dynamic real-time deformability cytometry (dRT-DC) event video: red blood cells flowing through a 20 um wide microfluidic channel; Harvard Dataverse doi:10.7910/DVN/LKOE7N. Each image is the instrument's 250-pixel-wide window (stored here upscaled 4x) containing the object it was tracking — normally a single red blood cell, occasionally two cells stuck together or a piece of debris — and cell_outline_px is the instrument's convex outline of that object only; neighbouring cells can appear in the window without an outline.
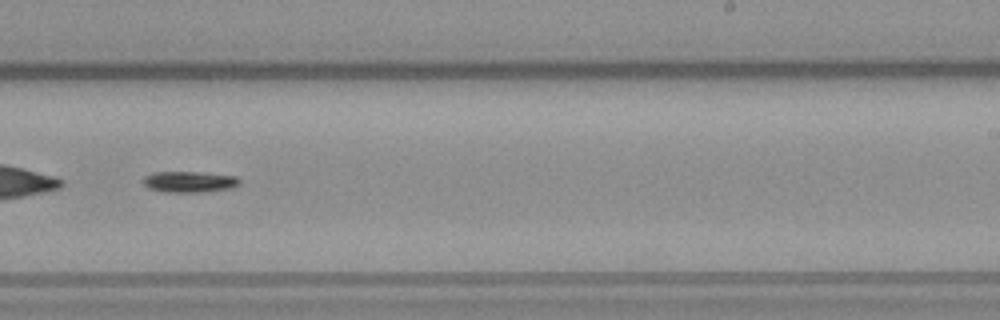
{"species": "common noctule bat (a hibernating species)", "species_latin": "Nyctalus noctula", "temperature_condition": "warm", "stored_images_in_passage": 49, "segment_of_instrument_passage": [2, 2], "camera_frame_rate_fps": 3000, "um_per_image_px": 0.085, "animal": {"sex": "male", "body_mass_g": 23.1, "forearm_length_mm": 52.7}, "frame": {"image": 1, "passage_image": 30, "time_ms": 9.667, "image_size_px": [1000, 320], "cell_outline_px": [[240, 184], [232, 188], [208, 192], [164, 192], [148, 188], [144, 184], [144, 176], [152, 172], [200, 172], [236, 176], [240, 180]], "centroid_in_image_um": [16.11, 15.46], "position_along_channel_um": 272.9, "area_um2": 11.96}}